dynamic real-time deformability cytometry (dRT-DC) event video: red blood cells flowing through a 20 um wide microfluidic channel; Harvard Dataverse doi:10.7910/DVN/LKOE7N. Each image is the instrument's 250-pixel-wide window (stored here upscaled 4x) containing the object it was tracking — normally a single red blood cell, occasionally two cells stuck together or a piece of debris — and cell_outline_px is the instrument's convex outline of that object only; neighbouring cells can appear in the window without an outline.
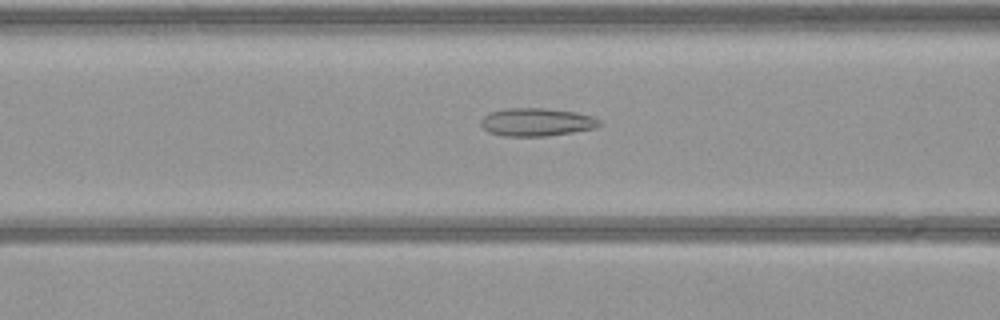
{"species": "common noctule bat (a hibernating species)", "species_latin": "Nyctalus noctula", "temperature_condition": "warm", "stored_images_in_passage": 53, "camera_frame_rate_fps": 3000, "um_per_image_px": 0.085, "animal": {"sex": "female", "body_mass_g": 21.9}, "frame": {"image": 1, "passage_image": 20, "time_ms": 6.333, "image_size_px": [1000, 320], "cell_outline_px": [[604, 124], [596, 128], [572, 132], [544, 136], [504, 136], [488, 132], [480, 124], [480, 120], [488, 112], [508, 108], [544, 108], [576, 112], [592, 116], [600, 120]], "centroid_in_image_um": [45.62, 10.37], "position_along_channel_um": 121.0, "area_um2": 19.48}}
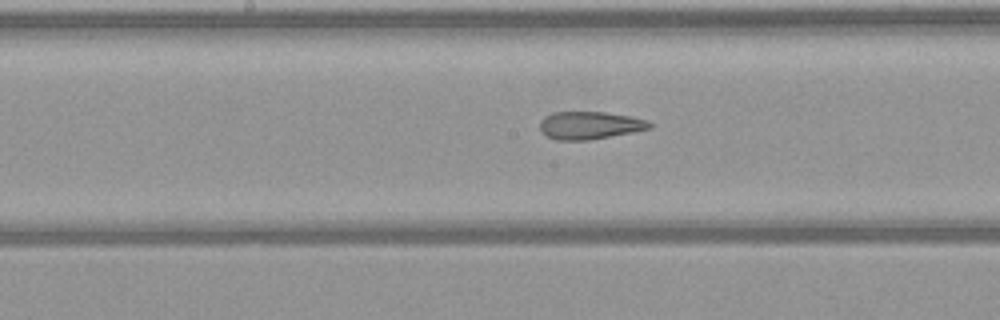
{"frame": {"image": 2, "passage_image": 26, "time_ms": 8.333, "image_size_px": [1000, 320], "cell_outline_px": [[652, 128], [632, 132], [588, 140], [556, 140], [540, 132], [540, 120], [544, 116], [552, 112], [604, 112], [632, 116], [648, 120], [652, 124]], "centroid_in_image_um": [50.12, 10.64], "position_along_channel_um": 198.1, "area_um2": 17.8}}
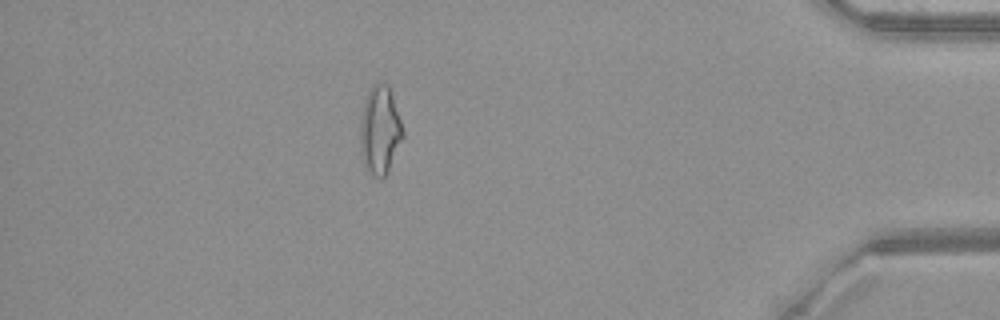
{"frame": {"image": 3, "passage_image": 46, "time_ms": 15.0, "image_size_px": [1000, 320], "cell_outline_px": [[404, 136], [388, 172], [380, 180], [372, 176], [368, 172], [364, 164], [360, 152], [360, 120], [364, 100], [372, 84], [376, 80], [380, 80], [388, 84], [404, 132]], "centroid_in_image_um": [32.27, 11.07], "position_along_channel_um": 402.9, "area_um2": 22.31}}